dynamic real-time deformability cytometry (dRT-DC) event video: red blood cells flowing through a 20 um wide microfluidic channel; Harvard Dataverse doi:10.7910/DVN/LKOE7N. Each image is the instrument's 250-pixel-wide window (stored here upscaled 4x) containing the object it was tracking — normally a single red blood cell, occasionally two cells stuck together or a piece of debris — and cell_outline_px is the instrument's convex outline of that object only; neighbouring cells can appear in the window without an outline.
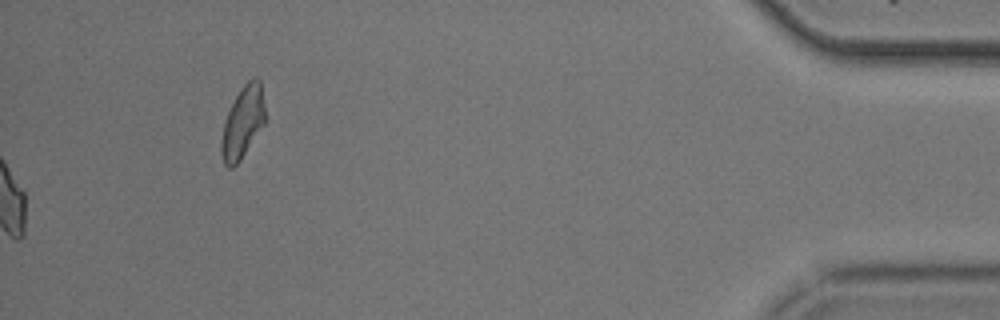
{"species": "common noctule bat (a hibernating species)", "species_latin": "Nyctalus noctula", "temperature_condition": "cold", "stored_images_in_passage": 55, "camera_frame_rate_fps": 3000, "um_per_image_px": 0.085, "animal": {"sex": "male", "body_mass_g": 20.5, "forearm_length_mm": 52.5}, "frame": {"image": 1, "passage_image": 55, "time_ms": 18.0, "image_size_px": [1000, 320], "cell_outline_px": [[264, 124], [240, 160], [232, 168], [228, 168], [224, 164], [220, 152], [220, 144], [224, 120], [240, 88], [252, 76], [256, 76], [260, 80], [264, 104]], "centroid_in_image_um": [20.61, 10.39], "position_along_channel_um": 414.6, "area_um2": 18.26}, "authors_computed_cell_mechanics": {"area_um2": 18.9006, "velocity_mm_per_s": 3.7083, "shape_relaxation_time_tau1_ms": 2.4026, "shape_relaxation_time_tau2_ms": 3.6319, "deformation_change_tau1": 0.1091, "deformation_change_tau2": 0.1002}}